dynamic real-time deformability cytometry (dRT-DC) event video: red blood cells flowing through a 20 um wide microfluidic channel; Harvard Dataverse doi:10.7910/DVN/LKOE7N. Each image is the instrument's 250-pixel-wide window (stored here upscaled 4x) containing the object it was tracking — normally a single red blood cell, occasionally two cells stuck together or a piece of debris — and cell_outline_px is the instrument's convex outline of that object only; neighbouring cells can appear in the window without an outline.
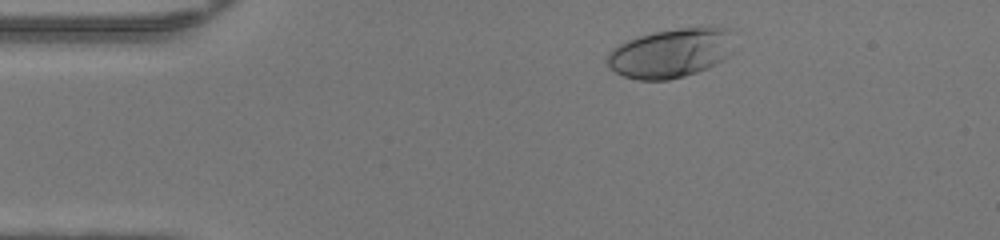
{"species": "human", "species_latin": "Homo sapiens", "temperature_condition": "warm", "stored_images_in_passage": 43, "camera_frame_rate_fps": 3000, "um_per_image_px": 0.085, "donor": {"sex": "female"}, "frame": {"image": 1, "passage_image": 3, "time_ms": 0.667, "image_size_px": [1000, 240], "cell_outline_px": [[732, 52], [724, 60], [716, 64], [696, 72], [684, 76], [668, 80], [640, 80], [624, 76], [608, 68], [608, 52], [612, 48], [628, 40], [652, 32], [708, 24], [712, 24], [732, 28]], "centroid_in_image_um": [57.09, 4.47], "position_along_channel_um": 27.9, "area_um2": 37.05}}
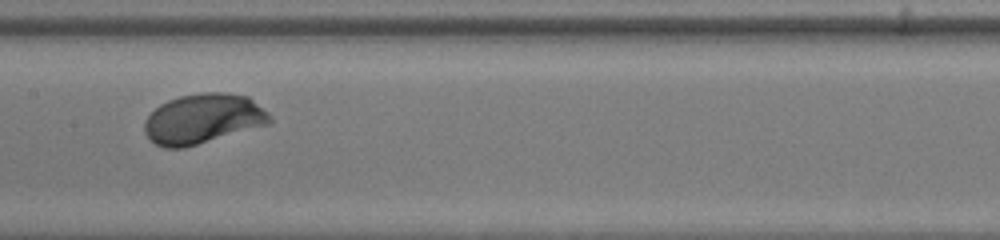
{"frame": {"image": 2, "passage_image": 19, "time_ms": 6.0, "image_size_px": [1000, 240], "cell_outline_px": [[272, 120], [268, 124], [184, 148], [164, 148], [156, 144], [144, 132], [144, 120], [160, 104], [168, 100], [180, 96], [204, 92], [224, 92], [248, 96], [268, 112], [272, 116]], "centroid_in_image_um": [17.26, 10.09], "position_along_channel_um": 190.1, "area_um2": 36.3}}
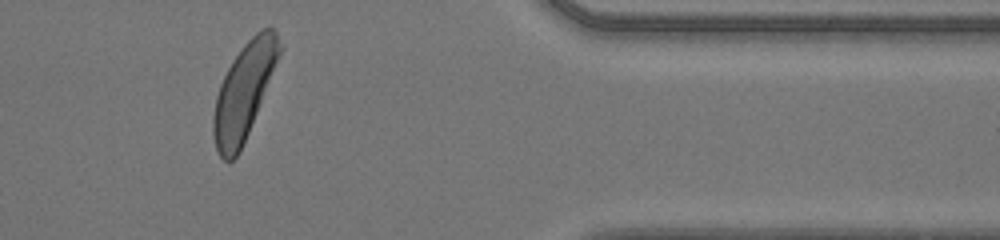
{"frame": {"image": 3, "passage_image": 35, "time_ms": 11.333, "image_size_px": [1000, 240], "cell_outline_px": [[284, 48], [248, 132], [236, 156], [232, 160], [224, 160], [220, 156], [216, 148], [212, 132], [212, 116], [216, 96], [220, 84], [232, 60], [244, 44], [260, 28], [272, 28], [276, 32]], "centroid_in_image_um": [20.74, 7.71], "position_along_channel_um": 390.7, "area_um2": 36.53}, "authors_computed_cell_mechanics": {"area_um2": 36.1828, "velocity_mm_per_s": 4.2411, "shape_relaxation_time_tau1_ms": 1.7513, "shape_relaxation_time_tau2_ms": null, "deformation_change_tau1": 0.14, "deformation_change_tau2": null}}